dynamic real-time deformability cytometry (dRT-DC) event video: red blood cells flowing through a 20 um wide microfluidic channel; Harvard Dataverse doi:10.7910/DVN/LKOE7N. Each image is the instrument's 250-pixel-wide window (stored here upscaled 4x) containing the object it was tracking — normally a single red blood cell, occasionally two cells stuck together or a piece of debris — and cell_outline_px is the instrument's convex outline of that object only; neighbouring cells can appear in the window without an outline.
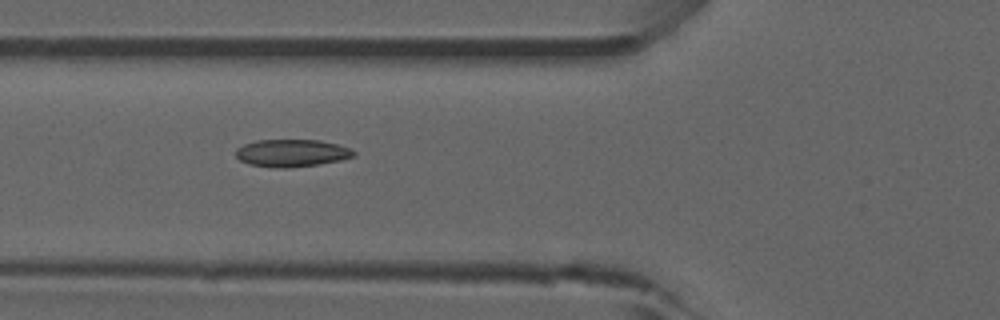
{"species": "common noctule bat (a hibernating species)", "species_latin": "Nyctalus noctula", "temperature_condition": "room temperature", "stored_images_in_passage": 39, "camera_frame_rate_fps": 3000, "um_per_image_px": 0.085, "animal": {"sex": "male", "forearm_length_mm": 52.5}, "frame": {"image": 1, "passage_image": 6, "time_ms": 1.667, "image_size_px": [1000, 320], "cell_outline_px": [[356, 156], [340, 160], [320, 164], [288, 168], [272, 168], [248, 164], [240, 160], [236, 156], [236, 148], [244, 144], [256, 140], [320, 140], [352, 148], [356, 152]], "centroid_in_image_um": [24.81, 13.01], "position_along_channel_um": 101.0, "area_um2": 19.07}, "authors_computed_cell_mechanics": {"area_um2": 18.0336, "velocity_mm_per_s": 3.8685, "shape_relaxation_time_tau1_ms": null, "shape_relaxation_time_tau2_ms": 2.1999, "deformation_change_tau1": null, "deformation_change_tau2": 0.08}}